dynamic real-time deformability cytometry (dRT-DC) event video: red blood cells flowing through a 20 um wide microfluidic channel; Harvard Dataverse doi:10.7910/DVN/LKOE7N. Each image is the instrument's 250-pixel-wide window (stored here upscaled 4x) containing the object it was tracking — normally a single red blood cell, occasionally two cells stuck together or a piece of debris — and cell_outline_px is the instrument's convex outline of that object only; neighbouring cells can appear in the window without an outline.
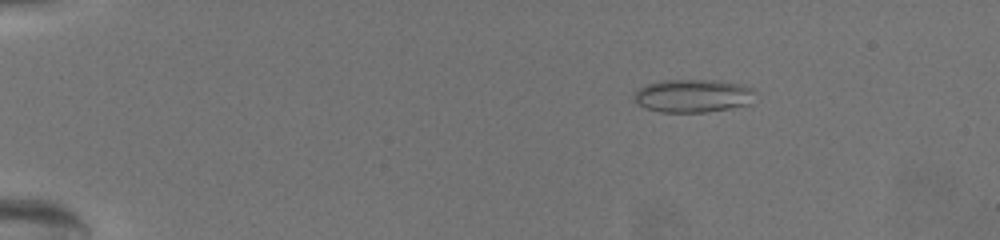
{"species": "common noctule bat (a hibernating species)", "species_latin": "Nyctalus noctula", "temperature_condition": "warm", "stored_images_in_passage": 70, "camera_frame_rate_fps": 3000, "um_per_image_px": 0.085, "animal": {"sex": "female", "body_mass_g": 19.5, "forearm_length_mm": 54.1}, "frame": {"image": 1, "passage_image": 13, "time_ms": 4.0, "image_size_px": [1000, 240], "cell_outline_px": [[752, 92], [748, 104], [728, 108], [704, 112], [660, 112], [648, 108], [640, 104], [636, 100], [636, 92], [640, 88], [648, 84], [664, 80], [712, 80], [736, 84], [752, 88]], "centroid_in_image_um": [58.86, 8.14], "position_along_channel_um": 26.1, "area_um2": 22.48}}
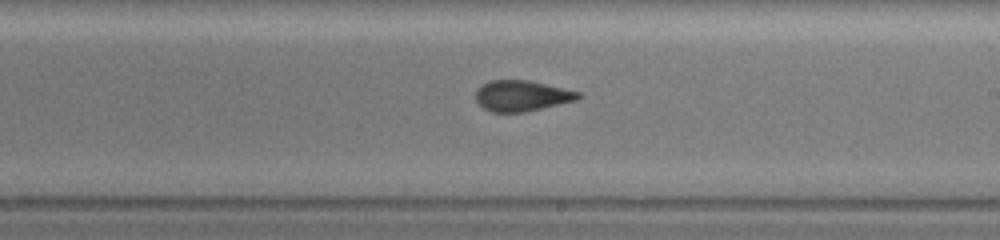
{"frame": {"image": 2, "passage_image": 44, "time_ms": 14.333, "image_size_px": [1000, 240], "cell_outline_px": [[580, 96], [576, 100], [524, 112], [492, 112], [484, 108], [476, 100], [476, 92], [484, 84], [492, 80], [528, 80], [580, 92]], "centroid_in_image_um": [44.35, 8.14], "position_along_channel_um": 244.7, "area_um2": 17.98}}
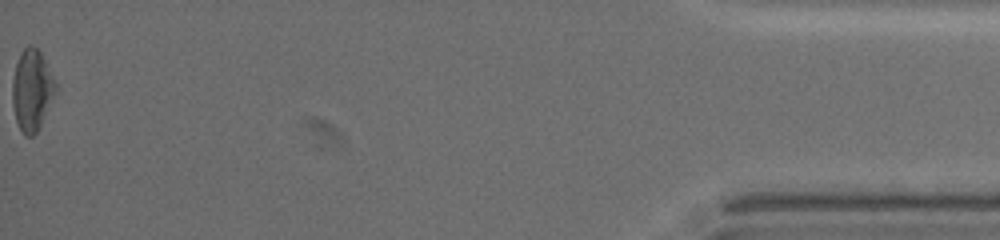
{"frame": {"image": 3, "passage_image": 70, "time_ms": 23.0, "image_size_px": [1000, 240], "cell_outline_px": [[56, 88], [40, 124], [36, 132], [32, 136], [24, 136], [16, 120], [12, 104], [12, 80], [16, 64], [20, 52], [28, 44], [32, 44], [40, 52], [56, 84]], "centroid_in_image_um": [2.66, 7.63], "position_along_channel_um": 432.5, "area_um2": 19.88}, "authors_computed_cell_mechanics": {"area_um2": 19.2763, "velocity_mm_per_s": 3.1604, "shape_relaxation_time_tau1_ms": null, "shape_relaxation_time_tau2_ms": 1.5253, "deformation_change_tau1": null, "deformation_change_tau2": 0.0767}}